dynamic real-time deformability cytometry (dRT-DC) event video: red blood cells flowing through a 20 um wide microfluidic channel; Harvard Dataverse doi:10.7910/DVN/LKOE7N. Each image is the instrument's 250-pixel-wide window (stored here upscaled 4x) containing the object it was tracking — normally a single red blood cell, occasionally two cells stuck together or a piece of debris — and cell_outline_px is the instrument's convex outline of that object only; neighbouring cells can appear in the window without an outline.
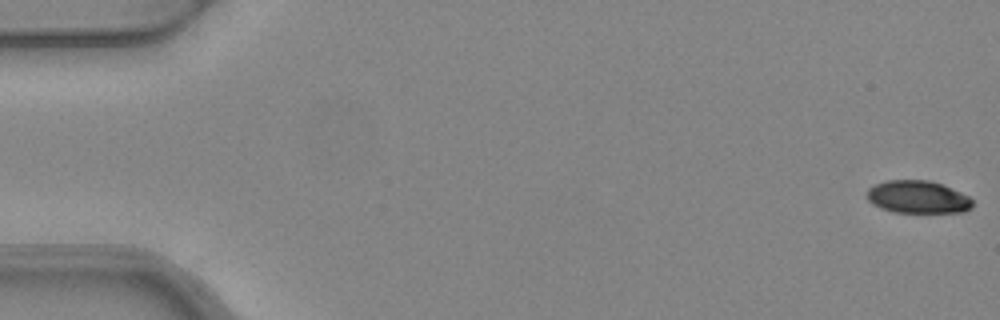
{"species": "common noctule bat (a hibernating species)", "species_latin": "Nyctalus noctula", "temperature_condition": "warm", "stored_images_in_passage": 6, "camera_frame_rate_fps": 3000, "um_per_image_px": 0.085, "animal": {"sex": "female", "body_mass_g": 24.6, "forearm_length_mm": 56.2}, "frame": {"image": 1, "passage_image": 1, "time_ms": 0.0, "image_size_px": [1000, 320], "cell_outline_px": [[972, 208], [964, 212], [892, 212], [880, 208], [872, 204], [868, 200], [868, 188], [876, 184], [888, 180], [928, 180], [940, 184], [960, 192], [968, 196], [972, 200]], "centroid_in_image_um": [78.0, 16.75], "position_along_channel_um": 7.0, "area_um2": 19.94}}
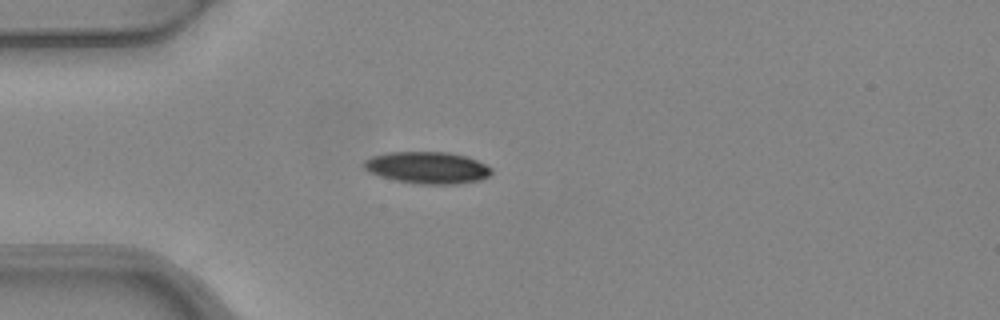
{"frame": {"image": 2, "passage_image": 5, "time_ms": 1.333, "image_size_px": [1000, 320], "cell_outline_px": [[492, 172], [488, 176], [480, 180], [456, 184], [420, 184], [396, 180], [380, 176], [368, 172], [360, 164], [364, 160], [372, 156], [388, 152], [448, 152], [468, 156], [492, 168]], "centroid_in_image_um": [36.3, 14.24], "position_along_channel_um": 48.7, "area_um2": 23.81}}